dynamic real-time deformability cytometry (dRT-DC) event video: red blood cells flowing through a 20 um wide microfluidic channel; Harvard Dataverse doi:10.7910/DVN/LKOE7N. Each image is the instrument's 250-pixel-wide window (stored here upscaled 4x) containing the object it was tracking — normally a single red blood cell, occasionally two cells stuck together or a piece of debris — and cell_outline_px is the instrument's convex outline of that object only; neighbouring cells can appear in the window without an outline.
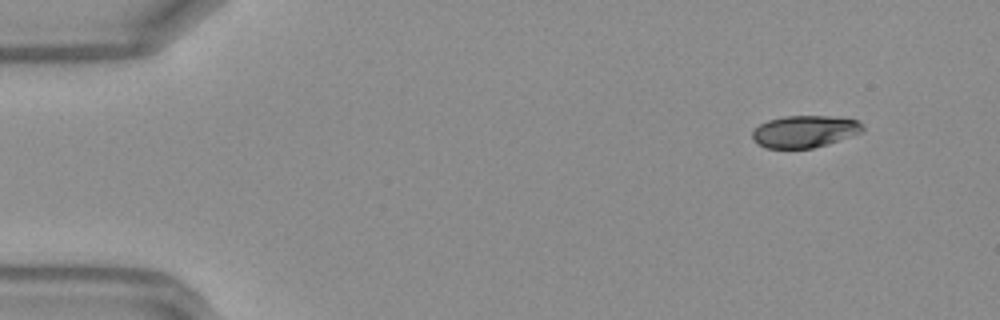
{"species": "Egyptian fruit bat (a non-hibernating species)", "species_latin": "Rousettus aegyptiacus", "temperature_condition": "warm", "stored_images_in_passage": 11, "camera_frame_rate_fps": 3000, "um_per_image_px": 0.085, "frame": {"image": 1, "passage_image": 1, "time_ms": 0.0, "image_size_px": [1000, 320], "cell_outline_px": [[864, 128], [860, 132], [828, 144], [812, 148], [764, 148], [752, 136], [752, 132], [760, 124], [768, 120], [784, 116], [828, 116], [856, 120], [864, 124]], "centroid_in_image_um": [68.39, 11.17], "position_along_channel_um": 16.6, "area_um2": 20.29}}